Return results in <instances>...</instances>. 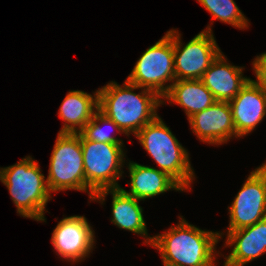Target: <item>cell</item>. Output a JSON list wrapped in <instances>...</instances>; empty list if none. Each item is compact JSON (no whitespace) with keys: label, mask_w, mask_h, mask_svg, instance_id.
Segmentation results:
<instances>
[{"label":"cell","mask_w":266,"mask_h":266,"mask_svg":"<svg viewBox=\"0 0 266 266\" xmlns=\"http://www.w3.org/2000/svg\"><path fill=\"white\" fill-rule=\"evenodd\" d=\"M135 136L160 170L173 178L183 190H189L195 178L189 154L160 116L146 124Z\"/></svg>","instance_id":"277c9868"},{"label":"cell","mask_w":266,"mask_h":266,"mask_svg":"<svg viewBox=\"0 0 266 266\" xmlns=\"http://www.w3.org/2000/svg\"><path fill=\"white\" fill-rule=\"evenodd\" d=\"M162 98L183 107L188 119L217 102L200 79L175 80Z\"/></svg>","instance_id":"ac0fdd59"},{"label":"cell","mask_w":266,"mask_h":266,"mask_svg":"<svg viewBox=\"0 0 266 266\" xmlns=\"http://www.w3.org/2000/svg\"><path fill=\"white\" fill-rule=\"evenodd\" d=\"M46 180L50 192L70 189L85 192L80 133L58 132Z\"/></svg>","instance_id":"52a82bcc"},{"label":"cell","mask_w":266,"mask_h":266,"mask_svg":"<svg viewBox=\"0 0 266 266\" xmlns=\"http://www.w3.org/2000/svg\"><path fill=\"white\" fill-rule=\"evenodd\" d=\"M193 133L201 142L221 145L237 137L229 102L217 101L188 119Z\"/></svg>","instance_id":"8fae6325"},{"label":"cell","mask_w":266,"mask_h":266,"mask_svg":"<svg viewBox=\"0 0 266 266\" xmlns=\"http://www.w3.org/2000/svg\"><path fill=\"white\" fill-rule=\"evenodd\" d=\"M212 15V20L232 25L239 29L248 27L249 21L234 0H197Z\"/></svg>","instance_id":"d6986e66"},{"label":"cell","mask_w":266,"mask_h":266,"mask_svg":"<svg viewBox=\"0 0 266 266\" xmlns=\"http://www.w3.org/2000/svg\"><path fill=\"white\" fill-rule=\"evenodd\" d=\"M256 82L266 89V52L257 56L253 61Z\"/></svg>","instance_id":"44dd1931"},{"label":"cell","mask_w":266,"mask_h":266,"mask_svg":"<svg viewBox=\"0 0 266 266\" xmlns=\"http://www.w3.org/2000/svg\"><path fill=\"white\" fill-rule=\"evenodd\" d=\"M228 210L230 222L227 232L266 218V163L250 173Z\"/></svg>","instance_id":"9c48e42d"},{"label":"cell","mask_w":266,"mask_h":266,"mask_svg":"<svg viewBox=\"0 0 266 266\" xmlns=\"http://www.w3.org/2000/svg\"><path fill=\"white\" fill-rule=\"evenodd\" d=\"M51 242L58 256L68 261L84 260L94 248V230L84 216L60 220L53 230Z\"/></svg>","instance_id":"30bf717a"},{"label":"cell","mask_w":266,"mask_h":266,"mask_svg":"<svg viewBox=\"0 0 266 266\" xmlns=\"http://www.w3.org/2000/svg\"><path fill=\"white\" fill-rule=\"evenodd\" d=\"M226 246L233 247L223 266H244L266 252V218L241 229L227 232Z\"/></svg>","instance_id":"4fadbf2b"},{"label":"cell","mask_w":266,"mask_h":266,"mask_svg":"<svg viewBox=\"0 0 266 266\" xmlns=\"http://www.w3.org/2000/svg\"><path fill=\"white\" fill-rule=\"evenodd\" d=\"M84 171L85 192L92 201L95 193L105 189L121 188L118 178L124 173L125 163L123 144L100 143L86 140L80 134Z\"/></svg>","instance_id":"5b68a950"},{"label":"cell","mask_w":266,"mask_h":266,"mask_svg":"<svg viewBox=\"0 0 266 266\" xmlns=\"http://www.w3.org/2000/svg\"><path fill=\"white\" fill-rule=\"evenodd\" d=\"M107 125L116 129L118 134H125L121 128L115 124L111 119L106 117L99 110L94 114L92 119L83 127L79 132L86 140H92L100 143H111V144H123V141L116 138L103 130L100 125ZM120 132V133H119Z\"/></svg>","instance_id":"ffe728a7"},{"label":"cell","mask_w":266,"mask_h":266,"mask_svg":"<svg viewBox=\"0 0 266 266\" xmlns=\"http://www.w3.org/2000/svg\"><path fill=\"white\" fill-rule=\"evenodd\" d=\"M31 156L0 168V181L8 188L17 213L25 218L45 221L46 204L52 199L47 180Z\"/></svg>","instance_id":"3957f363"},{"label":"cell","mask_w":266,"mask_h":266,"mask_svg":"<svg viewBox=\"0 0 266 266\" xmlns=\"http://www.w3.org/2000/svg\"><path fill=\"white\" fill-rule=\"evenodd\" d=\"M98 91L94 96L81 90L67 93L59 108V118L64 121L59 133H79L98 111Z\"/></svg>","instance_id":"e0dca14e"},{"label":"cell","mask_w":266,"mask_h":266,"mask_svg":"<svg viewBox=\"0 0 266 266\" xmlns=\"http://www.w3.org/2000/svg\"><path fill=\"white\" fill-rule=\"evenodd\" d=\"M221 235L199 229L180 216L177 226L153 236L151 246L159 250L164 266H215Z\"/></svg>","instance_id":"7a4b0ae2"},{"label":"cell","mask_w":266,"mask_h":266,"mask_svg":"<svg viewBox=\"0 0 266 266\" xmlns=\"http://www.w3.org/2000/svg\"><path fill=\"white\" fill-rule=\"evenodd\" d=\"M125 80L123 86L114 81L99 88L98 110L117 124L125 135H136L146 124L151 123L159 115L156 109L163 104V99L154 91ZM162 99V100H161Z\"/></svg>","instance_id":"6da1fadb"},{"label":"cell","mask_w":266,"mask_h":266,"mask_svg":"<svg viewBox=\"0 0 266 266\" xmlns=\"http://www.w3.org/2000/svg\"><path fill=\"white\" fill-rule=\"evenodd\" d=\"M237 138L251 133L266 116V89L253 79L229 101Z\"/></svg>","instance_id":"7c38bea8"},{"label":"cell","mask_w":266,"mask_h":266,"mask_svg":"<svg viewBox=\"0 0 266 266\" xmlns=\"http://www.w3.org/2000/svg\"><path fill=\"white\" fill-rule=\"evenodd\" d=\"M193 37L184 46L181 34L173 29L175 80L200 79L221 53L211 26Z\"/></svg>","instance_id":"ba28073f"},{"label":"cell","mask_w":266,"mask_h":266,"mask_svg":"<svg viewBox=\"0 0 266 266\" xmlns=\"http://www.w3.org/2000/svg\"><path fill=\"white\" fill-rule=\"evenodd\" d=\"M174 64L171 29L140 56L126 80L140 88L154 91L162 98L175 81ZM169 81L171 83L168 85Z\"/></svg>","instance_id":"8992f818"},{"label":"cell","mask_w":266,"mask_h":266,"mask_svg":"<svg viewBox=\"0 0 266 266\" xmlns=\"http://www.w3.org/2000/svg\"><path fill=\"white\" fill-rule=\"evenodd\" d=\"M130 174V191L121 188L126 194L142 201L158 196L169 190L184 191L183 188L167 173L129 161L127 165Z\"/></svg>","instance_id":"2e32d148"},{"label":"cell","mask_w":266,"mask_h":266,"mask_svg":"<svg viewBox=\"0 0 266 266\" xmlns=\"http://www.w3.org/2000/svg\"><path fill=\"white\" fill-rule=\"evenodd\" d=\"M112 194V218L111 222L120 229L131 231L144 236V242L151 246L153 237L147 233L146 223L143 217V208L139 206L140 200L126 194L121 188L105 189L94 194L93 200L105 201L106 195Z\"/></svg>","instance_id":"5bb4252c"},{"label":"cell","mask_w":266,"mask_h":266,"mask_svg":"<svg viewBox=\"0 0 266 266\" xmlns=\"http://www.w3.org/2000/svg\"><path fill=\"white\" fill-rule=\"evenodd\" d=\"M226 59L221 52L200 78L215 100L221 102L231 101L250 79L243 77V67Z\"/></svg>","instance_id":"9a60e30c"}]
</instances>
